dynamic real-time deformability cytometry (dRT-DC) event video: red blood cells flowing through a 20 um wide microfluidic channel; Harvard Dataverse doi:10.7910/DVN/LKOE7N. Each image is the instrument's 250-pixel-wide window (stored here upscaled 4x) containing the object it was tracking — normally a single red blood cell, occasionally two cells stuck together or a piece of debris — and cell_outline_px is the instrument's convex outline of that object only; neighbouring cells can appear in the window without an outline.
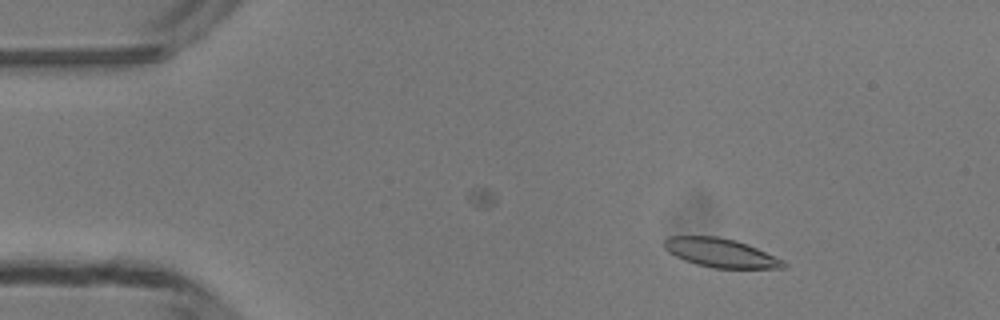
{"species": "common noctule bat (a hibernating species)", "species_latin": "Nyctalus noctula", "temperature_condition": "room temperature", "stored_images_in_passage": 45, "camera_frame_rate_fps": 3000, "um_per_image_px": 0.085, "animal": {"sex": "male", "body_mass_g": 13.3}, "frame": {"image": 1, "passage_image": 7, "time_ms": 2.0, "image_size_px": [1000, 320], "cell_outline_px": [[788, 264], [784, 268], [712, 268], [696, 264], [684, 260], [668, 252], [664, 248], [664, 240], [668, 236], [716, 236], [736, 240], [748, 244], [784, 260]], "centroid_in_image_um": [61.26, 21.49], "position_along_channel_um": 23.7, "area_um2": 20.17}}
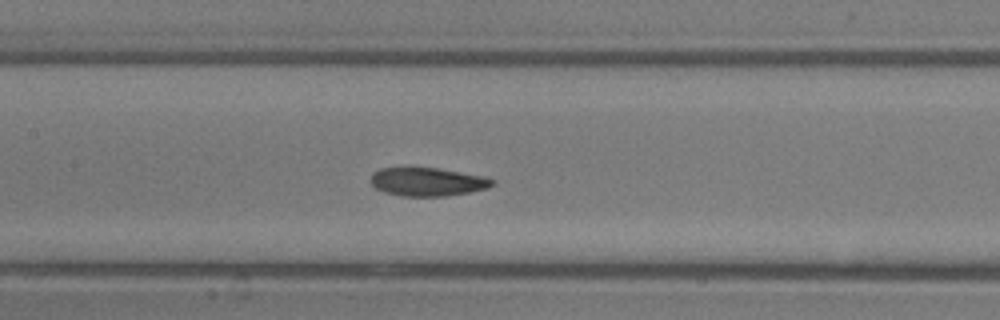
{"frame": {"image": 2, "passage_image": 23, "time_ms": 7.333, "image_size_px": [1000, 320], "cell_outline_px": [[496, 184], [488, 188], [448, 196], [400, 196], [384, 192], [376, 188], [372, 184], [372, 172], [380, 168], [408, 164], [412, 164], [484, 176], [496, 180]], "centroid_in_image_um": [36.3, 15.41], "position_along_channel_um": 171.1, "area_um2": 20.98}}
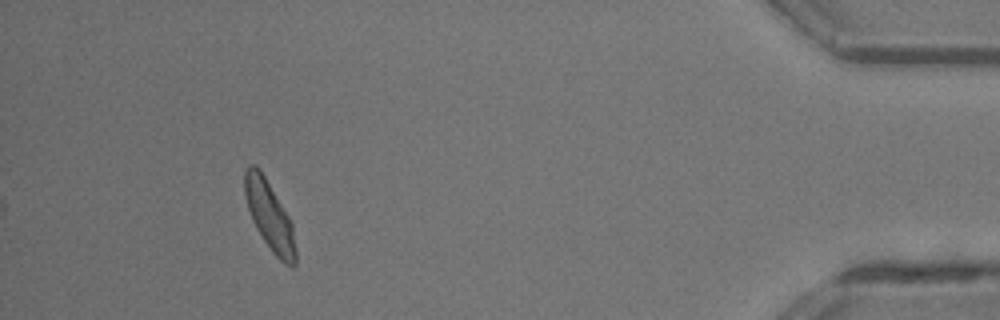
{"frame": {"image": 3, "passage_image": 45, "time_ms": 14.667, "image_size_px": [1000, 320], "cell_outline_px": [[296, 264], [292, 268], [284, 264], [272, 252], [256, 228], [252, 220], [244, 196], [244, 168], [248, 164], [256, 164], [260, 168], [288, 216], [292, 224], [296, 252]], "centroid_in_image_um": [22.88, 18.32], "position_along_channel_um": 412.3, "area_um2": 20.52}, "authors_computed_cell_mechanics": {"area_um2": 20.5768, "velocity_mm_per_s": 4.1943, "shape_relaxation_time_tau1_ms": 3.0282, "shape_relaxation_time_tau2_ms": 2.2989, "deformation_change_tau1": 0.1428, "deformation_change_tau2": 0.0926}}